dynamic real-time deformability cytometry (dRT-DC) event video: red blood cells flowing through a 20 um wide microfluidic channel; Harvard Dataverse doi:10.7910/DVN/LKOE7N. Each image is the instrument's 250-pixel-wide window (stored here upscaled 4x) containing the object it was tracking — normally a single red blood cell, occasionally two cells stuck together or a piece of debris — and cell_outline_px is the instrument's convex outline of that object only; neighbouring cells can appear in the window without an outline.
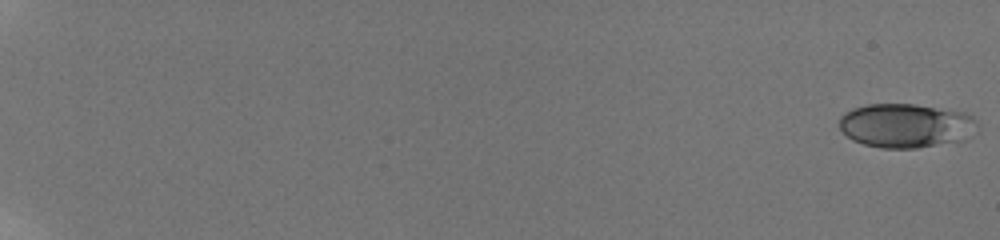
{"species": "human", "species_latin": "Homo sapiens", "temperature_condition": "room temperature", "stored_images_in_passage": 102, "camera_frame_rate_fps": 3000, "um_per_image_px": 0.085, "donor": {"sex": "male"}, "frame": {"image": 1, "passage_image": 1, "time_ms": 0.0, "image_size_px": [1000, 240], "cell_outline_px": [[976, 124], [964, 140], [916, 148], [880, 148], [864, 144], [852, 140], [840, 128], [840, 116], [844, 112], [852, 108], [868, 104], [916, 104], [964, 112], [972, 116], [976, 120]], "centroid_in_image_um": [76.95, 10.66], "position_along_channel_um": 8.1, "area_um2": 35.26}}
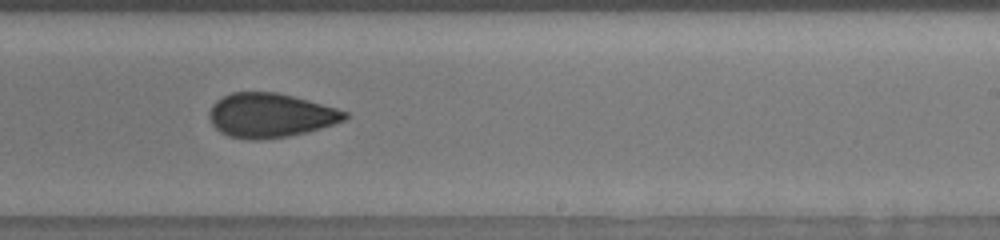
{"frame": {"image": 2, "passage_image": 75, "time_ms": 13.333, "image_size_px": [1000, 240], "cell_outline_px": [[348, 116], [344, 120], [308, 132], [288, 136], [260, 140], [248, 140], [228, 136], [220, 132], [212, 124], [208, 116], [208, 112], [212, 104], [216, 100], [232, 92], [276, 92], [308, 100], [336, 108], [348, 112]], "centroid_in_image_um": [22.94, 9.81], "position_along_channel_um": 266.1, "area_um2": 34.97}}
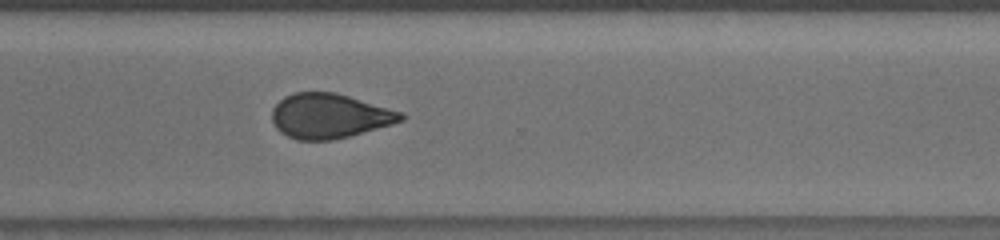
{"frame": {"image": 3, "passage_image": 85, "time_ms": 15.333, "image_size_px": [1000, 240], "cell_outline_px": [[408, 116], [404, 120], [392, 124], [348, 136], [332, 140], [296, 140], [280, 132], [276, 128], [272, 120], [272, 108], [284, 96], [292, 92], [336, 92], [400, 112]], "centroid_in_image_um": [27.96, 9.85], "position_along_channel_um": 342.6, "area_um2": 33.47}, "authors_computed_cell_mechanics": {"area_um2": 33.6685, "velocity_mm_per_s": 3.8312, "shape_relaxation_time_tau1_ms": 6.7569, "shape_relaxation_time_tau2_ms": 2.7985, "deformation_change_tau1": 0.13, "deformation_change_tau2": 0.078}}